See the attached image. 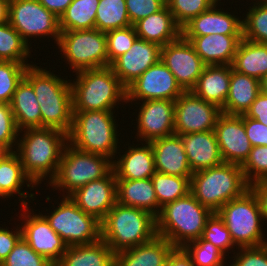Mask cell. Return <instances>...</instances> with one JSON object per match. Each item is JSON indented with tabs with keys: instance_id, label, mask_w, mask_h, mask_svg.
Segmentation results:
<instances>
[{
	"instance_id": "1",
	"label": "cell",
	"mask_w": 267,
	"mask_h": 266,
	"mask_svg": "<svg viewBox=\"0 0 267 266\" xmlns=\"http://www.w3.org/2000/svg\"><path fill=\"white\" fill-rule=\"evenodd\" d=\"M23 131V132H22ZM15 152L26 175L39 186L56 175L68 134L56 128H27L19 131ZM49 177V178H48ZM44 179V180H43Z\"/></svg>"
},
{
	"instance_id": "2",
	"label": "cell",
	"mask_w": 267,
	"mask_h": 266,
	"mask_svg": "<svg viewBox=\"0 0 267 266\" xmlns=\"http://www.w3.org/2000/svg\"><path fill=\"white\" fill-rule=\"evenodd\" d=\"M24 78L32 85L40 106L42 128H56L69 134L73 125L70 79L53 74L47 67L28 66Z\"/></svg>"
},
{
	"instance_id": "3",
	"label": "cell",
	"mask_w": 267,
	"mask_h": 266,
	"mask_svg": "<svg viewBox=\"0 0 267 266\" xmlns=\"http://www.w3.org/2000/svg\"><path fill=\"white\" fill-rule=\"evenodd\" d=\"M75 75V81L70 80L73 111L114 110L121 102L127 104V88L110 66L79 71Z\"/></svg>"
},
{
	"instance_id": "4",
	"label": "cell",
	"mask_w": 267,
	"mask_h": 266,
	"mask_svg": "<svg viewBox=\"0 0 267 266\" xmlns=\"http://www.w3.org/2000/svg\"><path fill=\"white\" fill-rule=\"evenodd\" d=\"M156 235L155 216L118 202L101 222V239L115 254L149 242Z\"/></svg>"
},
{
	"instance_id": "5",
	"label": "cell",
	"mask_w": 267,
	"mask_h": 266,
	"mask_svg": "<svg viewBox=\"0 0 267 266\" xmlns=\"http://www.w3.org/2000/svg\"><path fill=\"white\" fill-rule=\"evenodd\" d=\"M213 212L200 204L189 192L186 196L166 203L156 217V232L175 248L202 237L207 220Z\"/></svg>"
},
{
	"instance_id": "6",
	"label": "cell",
	"mask_w": 267,
	"mask_h": 266,
	"mask_svg": "<svg viewBox=\"0 0 267 266\" xmlns=\"http://www.w3.org/2000/svg\"><path fill=\"white\" fill-rule=\"evenodd\" d=\"M248 189L241 166L232 163L196 171L190 178V193L213 213Z\"/></svg>"
},
{
	"instance_id": "7",
	"label": "cell",
	"mask_w": 267,
	"mask_h": 266,
	"mask_svg": "<svg viewBox=\"0 0 267 266\" xmlns=\"http://www.w3.org/2000/svg\"><path fill=\"white\" fill-rule=\"evenodd\" d=\"M114 113L115 110L73 111L68 143L80 151L114 160L120 143Z\"/></svg>"
},
{
	"instance_id": "8",
	"label": "cell",
	"mask_w": 267,
	"mask_h": 266,
	"mask_svg": "<svg viewBox=\"0 0 267 266\" xmlns=\"http://www.w3.org/2000/svg\"><path fill=\"white\" fill-rule=\"evenodd\" d=\"M112 170V159L80 151L67 143L62 152L58 171L48 184L53 190L66 192L62 197L70 196L87 183L106 177Z\"/></svg>"
},
{
	"instance_id": "9",
	"label": "cell",
	"mask_w": 267,
	"mask_h": 266,
	"mask_svg": "<svg viewBox=\"0 0 267 266\" xmlns=\"http://www.w3.org/2000/svg\"><path fill=\"white\" fill-rule=\"evenodd\" d=\"M216 213L224 221L235 247L267 244L262 228L264 219L257 198L250 189L224 204Z\"/></svg>"
},
{
	"instance_id": "10",
	"label": "cell",
	"mask_w": 267,
	"mask_h": 266,
	"mask_svg": "<svg viewBox=\"0 0 267 266\" xmlns=\"http://www.w3.org/2000/svg\"><path fill=\"white\" fill-rule=\"evenodd\" d=\"M57 205L48 215L43 212V216L67 246L92 244L101 239V222L84 213L69 196H63Z\"/></svg>"
},
{
	"instance_id": "11",
	"label": "cell",
	"mask_w": 267,
	"mask_h": 266,
	"mask_svg": "<svg viewBox=\"0 0 267 266\" xmlns=\"http://www.w3.org/2000/svg\"><path fill=\"white\" fill-rule=\"evenodd\" d=\"M57 46L73 72L108 66L106 33L96 28L62 31Z\"/></svg>"
},
{
	"instance_id": "12",
	"label": "cell",
	"mask_w": 267,
	"mask_h": 266,
	"mask_svg": "<svg viewBox=\"0 0 267 266\" xmlns=\"http://www.w3.org/2000/svg\"><path fill=\"white\" fill-rule=\"evenodd\" d=\"M8 22L28 45L33 36L52 37L57 44L61 34L59 18L38 0H10Z\"/></svg>"
},
{
	"instance_id": "13",
	"label": "cell",
	"mask_w": 267,
	"mask_h": 266,
	"mask_svg": "<svg viewBox=\"0 0 267 266\" xmlns=\"http://www.w3.org/2000/svg\"><path fill=\"white\" fill-rule=\"evenodd\" d=\"M221 109L192 91H184L175 100L174 132L185 135L196 132L214 130Z\"/></svg>"
},
{
	"instance_id": "14",
	"label": "cell",
	"mask_w": 267,
	"mask_h": 266,
	"mask_svg": "<svg viewBox=\"0 0 267 266\" xmlns=\"http://www.w3.org/2000/svg\"><path fill=\"white\" fill-rule=\"evenodd\" d=\"M30 206H22L23 218L21 223L22 238L29 244L31 249L45 257L54 266L59 262L67 250L64 240L50 227L48 221L39 211L35 213ZM30 210V211H29ZM25 221V222H24Z\"/></svg>"
},
{
	"instance_id": "15",
	"label": "cell",
	"mask_w": 267,
	"mask_h": 266,
	"mask_svg": "<svg viewBox=\"0 0 267 266\" xmlns=\"http://www.w3.org/2000/svg\"><path fill=\"white\" fill-rule=\"evenodd\" d=\"M183 92L173 73L159 60L127 87V102L176 100Z\"/></svg>"
},
{
	"instance_id": "16",
	"label": "cell",
	"mask_w": 267,
	"mask_h": 266,
	"mask_svg": "<svg viewBox=\"0 0 267 266\" xmlns=\"http://www.w3.org/2000/svg\"><path fill=\"white\" fill-rule=\"evenodd\" d=\"M160 60L173 73L184 91H191L195 87L206 66L193 45L182 36L161 47Z\"/></svg>"
},
{
	"instance_id": "17",
	"label": "cell",
	"mask_w": 267,
	"mask_h": 266,
	"mask_svg": "<svg viewBox=\"0 0 267 266\" xmlns=\"http://www.w3.org/2000/svg\"><path fill=\"white\" fill-rule=\"evenodd\" d=\"M137 104L136 136L140 141L151 142L175 134V100H145Z\"/></svg>"
},
{
	"instance_id": "18",
	"label": "cell",
	"mask_w": 267,
	"mask_h": 266,
	"mask_svg": "<svg viewBox=\"0 0 267 266\" xmlns=\"http://www.w3.org/2000/svg\"><path fill=\"white\" fill-rule=\"evenodd\" d=\"M214 133L223 162L241 166L252 150L244 128L243 115L222 113L217 119Z\"/></svg>"
},
{
	"instance_id": "19",
	"label": "cell",
	"mask_w": 267,
	"mask_h": 266,
	"mask_svg": "<svg viewBox=\"0 0 267 266\" xmlns=\"http://www.w3.org/2000/svg\"><path fill=\"white\" fill-rule=\"evenodd\" d=\"M69 197L84 213L102 222L117 202L114 171L106 177L87 183Z\"/></svg>"
},
{
	"instance_id": "20",
	"label": "cell",
	"mask_w": 267,
	"mask_h": 266,
	"mask_svg": "<svg viewBox=\"0 0 267 266\" xmlns=\"http://www.w3.org/2000/svg\"><path fill=\"white\" fill-rule=\"evenodd\" d=\"M160 57V45L137 38L126 53L110 64V68L127 88L148 68L158 62Z\"/></svg>"
},
{
	"instance_id": "21",
	"label": "cell",
	"mask_w": 267,
	"mask_h": 266,
	"mask_svg": "<svg viewBox=\"0 0 267 266\" xmlns=\"http://www.w3.org/2000/svg\"><path fill=\"white\" fill-rule=\"evenodd\" d=\"M215 3L210 9L192 18L181 28V36H204L208 34L243 35L242 17L232 15Z\"/></svg>"
},
{
	"instance_id": "22",
	"label": "cell",
	"mask_w": 267,
	"mask_h": 266,
	"mask_svg": "<svg viewBox=\"0 0 267 266\" xmlns=\"http://www.w3.org/2000/svg\"><path fill=\"white\" fill-rule=\"evenodd\" d=\"M156 172L191 178L184 144L180 135L172 134L151 142Z\"/></svg>"
},
{
	"instance_id": "23",
	"label": "cell",
	"mask_w": 267,
	"mask_h": 266,
	"mask_svg": "<svg viewBox=\"0 0 267 266\" xmlns=\"http://www.w3.org/2000/svg\"><path fill=\"white\" fill-rule=\"evenodd\" d=\"M145 143V144H144ZM141 142L136 146L130 143L127 150L113 160V171L116 179L141 180L151 178L156 172L154 163V154L150 142ZM130 145V146H129ZM139 145H141L139 147Z\"/></svg>"
},
{
	"instance_id": "24",
	"label": "cell",
	"mask_w": 267,
	"mask_h": 266,
	"mask_svg": "<svg viewBox=\"0 0 267 266\" xmlns=\"http://www.w3.org/2000/svg\"><path fill=\"white\" fill-rule=\"evenodd\" d=\"M182 37L193 45L205 65H231L243 35L208 34Z\"/></svg>"
},
{
	"instance_id": "25",
	"label": "cell",
	"mask_w": 267,
	"mask_h": 266,
	"mask_svg": "<svg viewBox=\"0 0 267 266\" xmlns=\"http://www.w3.org/2000/svg\"><path fill=\"white\" fill-rule=\"evenodd\" d=\"M180 137L193 173L223 163L214 130L189 133Z\"/></svg>"
},
{
	"instance_id": "26",
	"label": "cell",
	"mask_w": 267,
	"mask_h": 266,
	"mask_svg": "<svg viewBox=\"0 0 267 266\" xmlns=\"http://www.w3.org/2000/svg\"><path fill=\"white\" fill-rule=\"evenodd\" d=\"M0 184L2 190L9 197H13V195L19 196L18 198L21 199H19L21 207L27 206L29 205L28 203L31 202L26 200L34 201V198H36L33 192L28 194V191H21L26 184L27 188L31 186L29 189L32 190L36 185L24 172L20 157L15 151H6L0 157Z\"/></svg>"
},
{
	"instance_id": "27",
	"label": "cell",
	"mask_w": 267,
	"mask_h": 266,
	"mask_svg": "<svg viewBox=\"0 0 267 266\" xmlns=\"http://www.w3.org/2000/svg\"><path fill=\"white\" fill-rule=\"evenodd\" d=\"M133 26L138 38L161 47L181 37V27L176 23L167 5L160 11L137 21Z\"/></svg>"
},
{
	"instance_id": "28",
	"label": "cell",
	"mask_w": 267,
	"mask_h": 266,
	"mask_svg": "<svg viewBox=\"0 0 267 266\" xmlns=\"http://www.w3.org/2000/svg\"><path fill=\"white\" fill-rule=\"evenodd\" d=\"M231 70V65H206L191 91L222 109L229 93Z\"/></svg>"
},
{
	"instance_id": "29",
	"label": "cell",
	"mask_w": 267,
	"mask_h": 266,
	"mask_svg": "<svg viewBox=\"0 0 267 266\" xmlns=\"http://www.w3.org/2000/svg\"><path fill=\"white\" fill-rule=\"evenodd\" d=\"M117 202L143 209L157 217L161 212L151 178L141 180L116 179Z\"/></svg>"
},
{
	"instance_id": "30",
	"label": "cell",
	"mask_w": 267,
	"mask_h": 266,
	"mask_svg": "<svg viewBox=\"0 0 267 266\" xmlns=\"http://www.w3.org/2000/svg\"><path fill=\"white\" fill-rule=\"evenodd\" d=\"M175 247L156 235L151 241L115 254V266H160Z\"/></svg>"
},
{
	"instance_id": "31",
	"label": "cell",
	"mask_w": 267,
	"mask_h": 266,
	"mask_svg": "<svg viewBox=\"0 0 267 266\" xmlns=\"http://www.w3.org/2000/svg\"><path fill=\"white\" fill-rule=\"evenodd\" d=\"M260 93V80L231 70L230 86L222 113L227 115H243L251 107Z\"/></svg>"
},
{
	"instance_id": "32",
	"label": "cell",
	"mask_w": 267,
	"mask_h": 266,
	"mask_svg": "<svg viewBox=\"0 0 267 266\" xmlns=\"http://www.w3.org/2000/svg\"><path fill=\"white\" fill-rule=\"evenodd\" d=\"M10 106L19 131L42 128V116L35 91L25 78L18 84Z\"/></svg>"
},
{
	"instance_id": "33",
	"label": "cell",
	"mask_w": 267,
	"mask_h": 266,
	"mask_svg": "<svg viewBox=\"0 0 267 266\" xmlns=\"http://www.w3.org/2000/svg\"><path fill=\"white\" fill-rule=\"evenodd\" d=\"M55 266H115V253L100 239L92 244L68 246Z\"/></svg>"
},
{
	"instance_id": "34",
	"label": "cell",
	"mask_w": 267,
	"mask_h": 266,
	"mask_svg": "<svg viewBox=\"0 0 267 266\" xmlns=\"http://www.w3.org/2000/svg\"><path fill=\"white\" fill-rule=\"evenodd\" d=\"M231 66L239 73L260 80L267 74V44L242 38Z\"/></svg>"
},
{
	"instance_id": "35",
	"label": "cell",
	"mask_w": 267,
	"mask_h": 266,
	"mask_svg": "<svg viewBox=\"0 0 267 266\" xmlns=\"http://www.w3.org/2000/svg\"><path fill=\"white\" fill-rule=\"evenodd\" d=\"M98 4L99 0H73L59 18L60 31L94 29Z\"/></svg>"
},
{
	"instance_id": "36",
	"label": "cell",
	"mask_w": 267,
	"mask_h": 266,
	"mask_svg": "<svg viewBox=\"0 0 267 266\" xmlns=\"http://www.w3.org/2000/svg\"><path fill=\"white\" fill-rule=\"evenodd\" d=\"M125 0H99L95 28L101 32L131 26Z\"/></svg>"
},
{
	"instance_id": "37",
	"label": "cell",
	"mask_w": 267,
	"mask_h": 266,
	"mask_svg": "<svg viewBox=\"0 0 267 266\" xmlns=\"http://www.w3.org/2000/svg\"><path fill=\"white\" fill-rule=\"evenodd\" d=\"M20 36L18 31L9 22L0 25V60L27 63L32 47ZM26 60V61H25Z\"/></svg>"
},
{
	"instance_id": "38",
	"label": "cell",
	"mask_w": 267,
	"mask_h": 266,
	"mask_svg": "<svg viewBox=\"0 0 267 266\" xmlns=\"http://www.w3.org/2000/svg\"><path fill=\"white\" fill-rule=\"evenodd\" d=\"M151 179L161 207L186 196L190 192V179L188 177L155 172Z\"/></svg>"
},
{
	"instance_id": "39",
	"label": "cell",
	"mask_w": 267,
	"mask_h": 266,
	"mask_svg": "<svg viewBox=\"0 0 267 266\" xmlns=\"http://www.w3.org/2000/svg\"><path fill=\"white\" fill-rule=\"evenodd\" d=\"M242 19L245 40L267 44V2H253Z\"/></svg>"
},
{
	"instance_id": "40",
	"label": "cell",
	"mask_w": 267,
	"mask_h": 266,
	"mask_svg": "<svg viewBox=\"0 0 267 266\" xmlns=\"http://www.w3.org/2000/svg\"><path fill=\"white\" fill-rule=\"evenodd\" d=\"M183 249L191 257L194 266H226L227 255L202 238L188 242Z\"/></svg>"
},
{
	"instance_id": "41",
	"label": "cell",
	"mask_w": 267,
	"mask_h": 266,
	"mask_svg": "<svg viewBox=\"0 0 267 266\" xmlns=\"http://www.w3.org/2000/svg\"><path fill=\"white\" fill-rule=\"evenodd\" d=\"M30 65L33 64L0 60V103H11L14 92Z\"/></svg>"
},
{
	"instance_id": "42",
	"label": "cell",
	"mask_w": 267,
	"mask_h": 266,
	"mask_svg": "<svg viewBox=\"0 0 267 266\" xmlns=\"http://www.w3.org/2000/svg\"><path fill=\"white\" fill-rule=\"evenodd\" d=\"M201 238L210 242L213 246H216L225 255L228 252L227 256H229V253L236 251H232V248L237 249V247H234L235 245L231 239L229 230L217 213H213L207 220ZM230 250L231 252H229Z\"/></svg>"
},
{
	"instance_id": "43",
	"label": "cell",
	"mask_w": 267,
	"mask_h": 266,
	"mask_svg": "<svg viewBox=\"0 0 267 266\" xmlns=\"http://www.w3.org/2000/svg\"><path fill=\"white\" fill-rule=\"evenodd\" d=\"M167 6L176 23L182 28L192 18L210 9L214 0H169Z\"/></svg>"
},
{
	"instance_id": "44",
	"label": "cell",
	"mask_w": 267,
	"mask_h": 266,
	"mask_svg": "<svg viewBox=\"0 0 267 266\" xmlns=\"http://www.w3.org/2000/svg\"><path fill=\"white\" fill-rule=\"evenodd\" d=\"M138 38L133 25L106 32L108 66L119 56L126 53Z\"/></svg>"
},
{
	"instance_id": "45",
	"label": "cell",
	"mask_w": 267,
	"mask_h": 266,
	"mask_svg": "<svg viewBox=\"0 0 267 266\" xmlns=\"http://www.w3.org/2000/svg\"><path fill=\"white\" fill-rule=\"evenodd\" d=\"M0 266H54L21 237Z\"/></svg>"
},
{
	"instance_id": "46",
	"label": "cell",
	"mask_w": 267,
	"mask_h": 266,
	"mask_svg": "<svg viewBox=\"0 0 267 266\" xmlns=\"http://www.w3.org/2000/svg\"><path fill=\"white\" fill-rule=\"evenodd\" d=\"M241 168L249 185L267 180V146L252 147Z\"/></svg>"
},
{
	"instance_id": "47",
	"label": "cell",
	"mask_w": 267,
	"mask_h": 266,
	"mask_svg": "<svg viewBox=\"0 0 267 266\" xmlns=\"http://www.w3.org/2000/svg\"><path fill=\"white\" fill-rule=\"evenodd\" d=\"M19 136L10 104L0 103V146L6 151H15Z\"/></svg>"
},
{
	"instance_id": "48",
	"label": "cell",
	"mask_w": 267,
	"mask_h": 266,
	"mask_svg": "<svg viewBox=\"0 0 267 266\" xmlns=\"http://www.w3.org/2000/svg\"><path fill=\"white\" fill-rule=\"evenodd\" d=\"M237 249L229 266H267V244Z\"/></svg>"
},
{
	"instance_id": "49",
	"label": "cell",
	"mask_w": 267,
	"mask_h": 266,
	"mask_svg": "<svg viewBox=\"0 0 267 266\" xmlns=\"http://www.w3.org/2000/svg\"><path fill=\"white\" fill-rule=\"evenodd\" d=\"M125 3L132 25L160 11L167 5L163 0H125Z\"/></svg>"
},
{
	"instance_id": "50",
	"label": "cell",
	"mask_w": 267,
	"mask_h": 266,
	"mask_svg": "<svg viewBox=\"0 0 267 266\" xmlns=\"http://www.w3.org/2000/svg\"><path fill=\"white\" fill-rule=\"evenodd\" d=\"M243 123L252 147L267 146V126L265 124L249 118L245 114H243Z\"/></svg>"
},
{
	"instance_id": "51",
	"label": "cell",
	"mask_w": 267,
	"mask_h": 266,
	"mask_svg": "<svg viewBox=\"0 0 267 266\" xmlns=\"http://www.w3.org/2000/svg\"><path fill=\"white\" fill-rule=\"evenodd\" d=\"M18 226L15 231L9 230L8 227H0V265L22 237L20 224Z\"/></svg>"
},
{
	"instance_id": "52",
	"label": "cell",
	"mask_w": 267,
	"mask_h": 266,
	"mask_svg": "<svg viewBox=\"0 0 267 266\" xmlns=\"http://www.w3.org/2000/svg\"><path fill=\"white\" fill-rule=\"evenodd\" d=\"M245 115L267 126V94L260 92Z\"/></svg>"
},
{
	"instance_id": "53",
	"label": "cell",
	"mask_w": 267,
	"mask_h": 266,
	"mask_svg": "<svg viewBox=\"0 0 267 266\" xmlns=\"http://www.w3.org/2000/svg\"><path fill=\"white\" fill-rule=\"evenodd\" d=\"M249 189L256 196L261 215L264 221L267 220V180H261L249 185ZM267 222V221H266Z\"/></svg>"
},
{
	"instance_id": "54",
	"label": "cell",
	"mask_w": 267,
	"mask_h": 266,
	"mask_svg": "<svg viewBox=\"0 0 267 266\" xmlns=\"http://www.w3.org/2000/svg\"><path fill=\"white\" fill-rule=\"evenodd\" d=\"M170 266H194L191 257L183 248H174L168 255Z\"/></svg>"
},
{
	"instance_id": "55",
	"label": "cell",
	"mask_w": 267,
	"mask_h": 266,
	"mask_svg": "<svg viewBox=\"0 0 267 266\" xmlns=\"http://www.w3.org/2000/svg\"><path fill=\"white\" fill-rule=\"evenodd\" d=\"M47 10L58 18L65 12L73 0H38Z\"/></svg>"
},
{
	"instance_id": "56",
	"label": "cell",
	"mask_w": 267,
	"mask_h": 266,
	"mask_svg": "<svg viewBox=\"0 0 267 266\" xmlns=\"http://www.w3.org/2000/svg\"><path fill=\"white\" fill-rule=\"evenodd\" d=\"M10 0H0V25L9 21Z\"/></svg>"
},
{
	"instance_id": "57",
	"label": "cell",
	"mask_w": 267,
	"mask_h": 266,
	"mask_svg": "<svg viewBox=\"0 0 267 266\" xmlns=\"http://www.w3.org/2000/svg\"><path fill=\"white\" fill-rule=\"evenodd\" d=\"M260 92L267 94V74L260 79Z\"/></svg>"
},
{
	"instance_id": "58",
	"label": "cell",
	"mask_w": 267,
	"mask_h": 266,
	"mask_svg": "<svg viewBox=\"0 0 267 266\" xmlns=\"http://www.w3.org/2000/svg\"><path fill=\"white\" fill-rule=\"evenodd\" d=\"M2 198H10L1 188V184H0V199Z\"/></svg>"
},
{
	"instance_id": "59",
	"label": "cell",
	"mask_w": 267,
	"mask_h": 266,
	"mask_svg": "<svg viewBox=\"0 0 267 266\" xmlns=\"http://www.w3.org/2000/svg\"><path fill=\"white\" fill-rule=\"evenodd\" d=\"M160 266H170V259L167 258V261L164 262V263H163L162 265H160Z\"/></svg>"
},
{
	"instance_id": "60",
	"label": "cell",
	"mask_w": 267,
	"mask_h": 266,
	"mask_svg": "<svg viewBox=\"0 0 267 266\" xmlns=\"http://www.w3.org/2000/svg\"><path fill=\"white\" fill-rule=\"evenodd\" d=\"M6 152L4 148L0 146V157Z\"/></svg>"
},
{
	"instance_id": "61",
	"label": "cell",
	"mask_w": 267,
	"mask_h": 266,
	"mask_svg": "<svg viewBox=\"0 0 267 266\" xmlns=\"http://www.w3.org/2000/svg\"><path fill=\"white\" fill-rule=\"evenodd\" d=\"M253 2V0H251ZM254 1H259V2H266L267 0H254Z\"/></svg>"
},
{
	"instance_id": "62",
	"label": "cell",
	"mask_w": 267,
	"mask_h": 266,
	"mask_svg": "<svg viewBox=\"0 0 267 266\" xmlns=\"http://www.w3.org/2000/svg\"><path fill=\"white\" fill-rule=\"evenodd\" d=\"M220 1H221V0H214V2H215V3H218V4L221 3Z\"/></svg>"
}]
</instances>
